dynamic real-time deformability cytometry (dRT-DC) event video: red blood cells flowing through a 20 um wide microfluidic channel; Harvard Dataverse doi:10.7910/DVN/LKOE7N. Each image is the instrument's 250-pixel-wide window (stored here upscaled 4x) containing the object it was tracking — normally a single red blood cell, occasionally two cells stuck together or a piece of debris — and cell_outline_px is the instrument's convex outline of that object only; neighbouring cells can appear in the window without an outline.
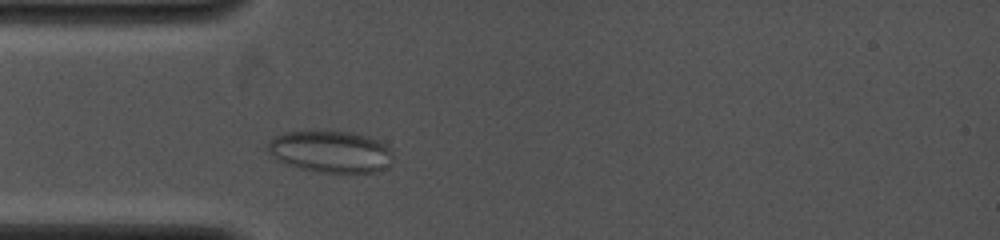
{"species": "common noctule bat (a hibernating species)", "species_latin": "Nyctalus noctula", "temperature_condition": "cold", "stored_images_in_passage": 27, "camera_frame_rate_fps": 4000, "um_per_image_px": 0.085, "animal": {"sex": "female", "body_mass_g": 19.0, "forearm_length_mm": 53.3}, "frame": {"image": 1, "passage_image": 9, "time_ms": 1.75, "image_size_px": [1000, 240], "cell_outline_px": [[392, 164], [388, 168], [380, 172], [320, 172], [300, 168], [276, 160], [264, 148], [268, 140], [284, 132], [352, 132], [368, 136], [392, 148]], "centroid_in_image_um": [28.11, 12.9], "position_along_channel_um": 56.9, "area_um2": 30.69}}
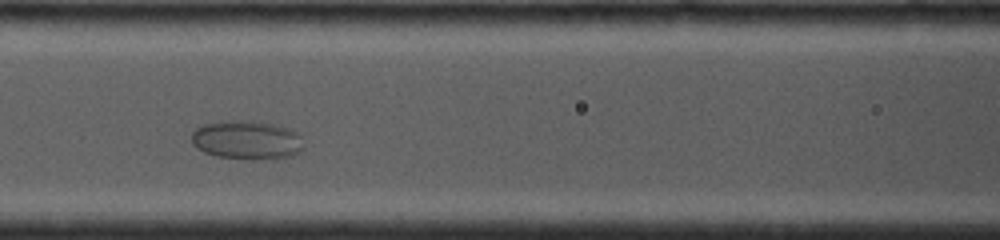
{"frame": {"image": 2, "passage_image": 22, "time_ms": 4.0, "image_size_px": [1000, 240], "cell_outline_px": [[304, 148], [300, 152], [292, 156], [272, 160], [252, 160], [216, 156], [204, 152], [196, 148], [192, 144], [192, 132], [196, 128], [204, 124], [236, 120], [252, 120], [276, 124], [300, 132]], "centroid_in_image_um": [21.04, 11.91], "position_along_channel_um": 145.6, "area_um2": 26.01}}
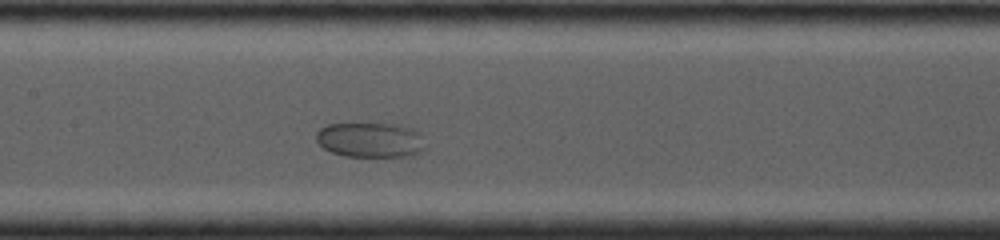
{"frame": {"image": 3, "passage_image": 25, "time_ms": 4.75, "image_size_px": [1000, 240], "cell_outline_px": [[428, 148], [412, 156], [344, 156], [332, 152], [324, 148], [316, 140], [316, 132], [320, 128], [328, 124], [400, 124], [412, 128], [420, 136]], "centroid_in_image_um": [31.5, 11.9], "position_along_channel_um": 175.9, "area_um2": 22.25}}